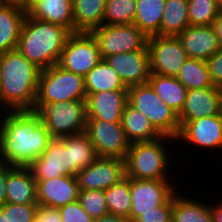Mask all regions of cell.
Segmentation results:
<instances>
[{"label": "cell", "mask_w": 222, "mask_h": 222, "mask_svg": "<svg viewBox=\"0 0 222 222\" xmlns=\"http://www.w3.org/2000/svg\"><path fill=\"white\" fill-rule=\"evenodd\" d=\"M52 139L34 111L0 112V159L12 166L27 167Z\"/></svg>", "instance_id": "1"}, {"label": "cell", "mask_w": 222, "mask_h": 222, "mask_svg": "<svg viewBox=\"0 0 222 222\" xmlns=\"http://www.w3.org/2000/svg\"><path fill=\"white\" fill-rule=\"evenodd\" d=\"M124 162L127 178L189 180L191 177L185 174V170L179 164L176 139L169 136H162L148 142L131 143Z\"/></svg>", "instance_id": "2"}, {"label": "cell", "mask_w": 222, "mask_h": 222, "mask_svg": "<svg viewBox=\"0 0 222 222\" xmlns=\"http://www.w3.org/2000/svg\"><path fill=\"white\" fill-rule=\"evenodd\" d=\"M179 125H180V131H179L178 137L176 138V144H177L176 148H177V153H178L177 156H178L179 164L185 170L186 174H190L189 172H191V177H194L196 175H197L196 177H199L198 176L199 173H197V172H200V176H202V175L205 176V177L202 176L200 178L206 179L207 178L206 176L210 173L212 174V172L210 170H207V171L204 170L205 166L207 167L208 166L207 164L210 161L209 167H211V164H213L212 160L218 161L219 160L218 158L221 156V153H222V114L199 118V119L190 121L188 123H179ZM189 145H191V146H189ZM180 150H181V152H180ZM182 152H183V155H182ZM192 155H193V157H192ZM199 156L201 157L202 160L200 159ZM213 156L215 159H213ZM205 159H207V161ZM209 159H211V160H209ZM191 160L193 162H190ZM203 160H204V162L201 164V162ZM205 161L208 163H206ZM195 163H196V165H195ZM191 164H194V165H191ZM198 164L203 165L204 168H202V171L203 172L206 171L207 172L206 175L203 172H201L200 169H198L201 167ZM187 165H188V167H187ZM188 168L191 171L190 170L188 171ZM195 168L199 171H197V170L195 171ZM194 171L197 174H195ZM192 173H193V175H192Z\"/></svg>", "instance_id": "3"}, {"label": "cell", "mask_w": 222, "mask_h": 222, "mask_svg": "<svg viewBox=\"0 0 222 222\" xmlns=\"http://www.w3.org/2000/svg\"><path fill=\"white\" fill-rule=\"evenodd\" d=\"M0 112L33 111L40 69L17 49L0 54Z\"/></svg>", "instance_id": "4"}, {"label": "cell", "mask_w": 222, "mask_h": 222, "mask_svg": "<svg viewBox=\"0 0 222 222\" xmlns=\"http://www.w3.org/2000/svg\"><path fill=\"white\" fill-rule=\"evenodd\" d=\"M72 33L57 24L26 15L17 50L40 70L58 64L61 52Z\"/></svg>", "instance_id": "5"}, {"label": "cell", "mask_w": 222, "mask_h": 222, "mask_svg": "<svg viewBox=\"0 0 222 222\" xmlns=\"http://www.w3.org/2000/svg\"><path fill=\"white\" fill-rule=\"evenodd\" d=\"M85 77L65 70L58 64L40 71L33 111L45 104L63 101H86Z\"/></svg>", "instance_id": "6"}, {"label": "cell", "mask_w": 222, "mask_h": 222, "mask_svg": "<svg viewBox=\"0 0 222 222\" xmlns=\"http://www.w3.org/2000/svg\"><path fill=\"white\" fill-rule=\"evenodd\" d=\"M128 103L146 116L162 136L178 137V115L160 100L149 83L128 87Z\"/></svg>", "instance_id": "7"}, {"label": "cell", "mask_w": 222, "mask_h": 222, "mask_svg": "<svg viewBox=\"0 0 222 222\" xmlns=\"http://www.w3.org/2000/svg\"><path fill=\"white\" fill-rule=\"evenodd\" d=\"M191 178H193V180ZM195 178L197 179V177H190L187 183L185 182V184H182L181 188L174 194L171 222H213L211 214V198L213 197L214 193L212 191L213 188H215L214 186H216V188L218 186L220 187L221 185L219 184H221V182L214 185L212 184L211 186L210 184H205L204 188L202 184H199V181L201 179L200 176L198 180H196ZM193 181L197 182L195 183ZM190 183L193 184L191 185ZM198 184L201 185L199 187L200 189L196 188L198 187ZM183 185L185 188L183 187ZM190 185L193 188L190 187ZM208 185L212 189L209 188ZM206 186L208 187V189L206 188ZM204 189H206V191L208 190L209 192H206ZM202 191L203 193H201Z\"/></svg>", "instance_id": "8"}, {"label": "cell", "mask_w": 222, "mask_h": 222, "mask_svg": "<svg viewBox=\"0 0 222 222\" xmlns=\"http://www.w3.org/2000/svg\"><path fill=\"white\" fill-rule=\"evenodd\" d=\"M52 138L85 132L86 101H63L45 104L36 112Z\"/></svg>", "instance_id": "9"}, {"label": "cell", "mask_w": 222, "mask_h": 222, "mask_svg": "<svg viewBox=\"0 0 222 222\" xmlns=\"http://www.w3.org/2000/svg\"><path fill=\"white\" fill-rule=\"evenodd\" d=\"M180 181V182H179ZM184 182V183H183ZM187 180H148L130 178L132 207L129 220L133 222L143 212L160 205H173V196Z\"/></svg>", "instance_id": "10"}, {"label": "cell", "mask_w": 222, "mask_h": 222, "mask_svg": "<svg viewBox=\"0 0 222 222\" xmlns=\"http://www.w3.org/2000/svg\"><path fill=\"white\" fill-rule=\"evenodd\" d=\"M90 33L97 42L102 59L135 50H148V37L134 24H102Z\"/></svg>", "instance_id": "11"}, {"label": "cell", "mask_w": 222, "mask_h": 222, "mask_svg": "<svg viewBox=\"0 0 222 222\" xmlns=\"http://www.w3.org/2000/svg\"><path fill=\"white\" fill-rule=\"evenodd\" d=\"M102 60L95 38L91 33H72L63 48L58 65L85 77Z\"/></svg>", "instance_id": "12"}, {"label": "cell", "mask_w": 222, "mask_h": 222, "mask_svg": "<svg viewBox=\"0 0 222 222\" xmlns=\"http://www.w3.org/2000/svg\"><path fill=\"white\" fill-rule=\"evenodd\" d=\"M147 48L151 74L176 77L189 59L177 36L148 37Z\"/></svg>", "instance_id": "13"}, {"label": "cell", "mask_w": 222, "mask_h": 222, "mask_svg": "<svg viewBox=\"0 0 222 222\" xmlns=\"http://www.w3.org/2000/svg\"><path fill=\"white\" fill-rule=\"evenodd\" d=\"M27 167L35 180L74 176V165H71L70 157V136L52 138L44 152Z\"/></svg>", "instance_id": "14"}, {"label": "cell", "mask_w": 222, "mask_h": 222, "mask_svg": "<svg viewBox=\"0 0 222 222\" xmlns=\"http://www.w3.org/2000/svg\"><path fill=\"white\" fill-rule=\"evenodd\" d=\"M85 133L98 157L125 160L130 143L126 139L121 122L86 119Z\"/></svg>", "instance_id": "15"}, {"label": "cell", "mask_w": 222, "mask_h": 222, "mask_svg": "<svg viewBox=\"0 0 222 222\" xmlns=\"http://www.w3.org/2000/svg\"><path fill=\"white\" fill-rule=\"evenodd\" d=\"M80 190H106L125 178V162L119 158L98 157L75 176Z\"/></svg>", "instance_id": "16"}, {"label": "cell", "mask_w": 222, "mask_h": 222, "mask_svg": "<svg viewBox=\"0 0 222 222\" xmlns=\"http://www.w3.org/2000/svg\"><path fill=\"white\" fill-rule=\"evenodd\" d=\"M126 87L148 83L150 63L148 50H135L108 56L104 59Z\"/></svg>", "instance_id": "17"}, {"label": "cell", "mask_w": 222, "mask_h": 222, "mask_svg": "<svg viewBox=\"0 0 222 222\" xmlns=\"http://www.w3.org/2000/svg\"><path fill=\"white\" fill-rule=\"evenodd\" d=\"M37 204L61 208L79 198L75 176L36 180Z\"/></svg>", "instance_id": "18"}, {"label": "cell", "mask_w": 222, "mask_h": 222, "mask_svg": "<svg viewBox=\"0 0 222 222\" xmlns=\"http://www.w3.org/2000/svg\"><path fill=\"white\" fill-rule=\"evenodd\" d=\"M222 114L220 87L189 89L185 105L178 115L179 123Z\"/></svg>", "instance_id": "19"}, {"label": "cell", "mask_w": 222, "mask_h": 222, "mask_svg": "<svg viewBox=\"0 0 222 222\" xmlns=\"http://www.w3.org/2000/svg\"><path fill=\"white\" fill-rule=\"evenodd\" d=\"M128 102V91H102L87 94L86 119L122 122V112Z\"/></svg>", "instance_id": "20"}, {"label": "cell", "mask_w": 222, "mask_h": 222, "mask_svg": "<svg viewBox=\"0 0 222 222\" xmlns=\"http://www.w3.org/2000/svg\"><path fill=\"white\" fill-rule=\"evenodd\" d=\"M177 37L190 59L207 61L221 47L211 25L188 26Z\"/></svg>", "instance_id": "21"}, {"label": "cell", "mask_w": 222, "mask_h": 222, "mask_svg": "<svg viewBox=\"0 0 222 222\" xmlns=\"http://www.w3.org/2000/svg\"><path fill=\"white\" fill-rule=\"evenodd\" d=\"M6 203L37 204L36 180L28 167L14 166L8 172Z\"/></svg>", "instance_id": "22"}, {"label": "cell", "mask_w": 222, "mask_h": 222, "mask_svg": "<svg viewBox=\"0 0 222 222\" xmlns=\"http://www.w3.org/2000/svg\"><path fill=\"white\" fill-rule=\"evenodd\" d=\"M26 15L18 4L0 2V54L17 49Z\"/></svg>", "instance_id": "23"}, {"label": "cell", "mask_w": 222, "mask_h": 222, "mask_svg": "<svg viewBox=\"0 0 222 222\" xmlns=\"http://www.w3.org/2000/svg\"><path fill=\"white\" fill-rule=\"evenodd\" d=\"M27 14L31 18L60 25L74 33L72 0H39Z\"/></svg>", "instance_id": "24"}, {"label": "cell", "mask_w": 222, "mask_h": 222, "mask_svg": "<svg viewBox=\"0 0 222 222\" xmlns=\"http://www.w3.org/2000/svg\"><path fill=\"white\" fill-rule=\"evenodd\" d=\"M121 123L130 144L153 141L162 137L148 118L128 102L124 106Z\"/></svg>", "instance_id": "25"}, {"label": "cell", "mask_w": 222, "mask_h": 222, "mask_svg": "<svg viewBox=\"0 0 222 222\" xmlns=\"http://www.w3.org/2000/svg\"><path fill=\"white\" fill-rule=\"evenodd\" d=\"M148 83L156 95L179 115L185 105L187 89L177 80L176 77L150 74Z\"/></svg>", "instance_id": "26"}, {"label": "cell", "mask_w": 222, "mask_h": 222, "mask_svg": "<svg viewBox=\"0 0 222 222\" xmlns=\"http://www.w3.org/2000/svg\"><path fill=\"white\" fill-rule=\"evenodd\" d=\"M106 0H72L74 33L87 32L103 24Z\"/></svg>", "instance_id": "27"}, {"label": "cell", "mask_w": 222, "mask_h": 222, "mask_svg": "<svg viewBox=\"0 0 222 222\" xmlns=\"http://www.w3.org/2000/svg\"><path fill=\"white\" fill-rule=\"evenodd\" d=\"M87 94L102 91H128L117 72L102 59L85 76Z\"/></svg>", "instance_id": "28"}, {"label": "cell", "mask_w": 222, "mask_h": 222, "mask_svg": "<svg viewBox=\"0 0 222 222\" xmlns=\"http://www.w3.org/2000/svg\"><path fill=\"white\" fill-rule=\"evenodd\" d=\"M166 0H136L133 24L147 37L159 35Z\"/></svg>", "instance_id": "29"}, {"label": "cell", "mask_w": 222, "mask_h": 222, "mask_svg": "<svg viewBox=\"0 0 222 222\" xmlns=\"http://www.w3.org/2000/svg\"><path fill=\"white\" fill-rule=\"evenodd\" d=\"M188 26V0H166L159 35L177 36Z\"/></svg>", "instance_id": "30"}, {"label": "cell", "mask_w": 222, "mask_h": 222, "mask_svg": "<svg viewBox=\"0 0 222 222\" xmlns=\"http://www.w3.org/2000/svg\"><path fill=\"white\" fill-rule=\"evenodd\" d=\"M177 80L187 89H201L215 87L207 61L188 59L180 68Z\"/></svg>", "instance_id": "31"}, {"label": "cell", "mask_w": 222, "mask_h": 222, "mask_svg": "<svg viewBox=\"0 0 222 222\" xmlns=\"http://www.w3.org/2000/svg\"><path fill=\"white\" fill-rule=\"evenodd\" d=\"M108 214L123 216L129 219L132 207L130 178L125 177L119 183L104 190Z\"/></svg>", "instance_id": "32"}, {"label": "cell", "mask_w": 222, "mask_h": 222, "mask_svg": "<svg viewBox=\"0 0 222 222\" xmlns=\"http://www.w3.org/2000/svg\"><path fill=\"white\" fill-rule=\"evenodd\" d=\"M70 157L71 165H74V176L98 158L85 132L70 136Z\"/></svg>", "instance_id": "33"}, {"label": "cell", "mask_w": 222, "mask_h": 222, "mask_svg": "<svg viewBox=\"0 0 222 222\" xmlns=\"http://www.w3.org/2000/svg\"><path fill=\"white\" fill-rule=\"evenodd\" d=\"M136 14V0H106L103 24H133Z\"/></svg>", "instance_id": "34"}, {"label": "cell", "mask_w": 222, "mask_h": 222, "mask_svg": "<svg viewBox=\"0 0 222 222\" xmlns=\"http://www.w3.org/2000/svg\"><path fill=\"white\" fill-rule=\"evenodd\" d=\"M220 13L218 0H188L189 26L211 25Z\"/></svg>", "instance_id": "35"}, {"label": "cell", "mask_w": 222, "mask_h": 222, "mask_svg": "<svg viewBox=\"0 0 222 222\" xmlns=\"http://www.w3.org/2000/svg\"><path fill=\"white\" fill-rule=\"evenodd\" d=\"M79 202L82 208L93 218L108 214L106 198L103 190H80Z\"/></svg>", "instance_id": "36"}, {"label": "cell", "mask_w": 222, "mask_h": 222, "mask_svg": "<svg viewBox=\"0 0 222 222\" xmlns=\"http://www.w3.org/2000/svg\"><path fill=\"white\" fill-rule=\"evenodd\" d=\"M0 208L7 222H34L38 204L4 203Z\"/></svg>", "instance_id": "37"}, {"label": "cell", "mask_w": 222, "mask_h": 222, "mask_svg": "<svg viewBox=\"0 0 222 222\" xmlns=\"http://www.w3.org/2000/svg\"><path fill=\"white\" fill-rule=\"evenodd\" d=\"M62 222H93V218L82 208L79 200L59 208Z\"/></svg>", "instance_id": "38"}, {"label": "cell", "mask_w": 222, "mask_h": 222, "mask_svg": "<svg viewBox=\"0 0 222 222\" xmlns=\"http://www.w3.org/2000/svg\"><path fill=\"white\" fill-rule=\"evenodd\" d=\"M172 205H160L143 212L133 222H171Z\"/></svg>", "instance_id": "39"}, {"label": "cell", "mask_w": 222, "mask_h": 222, "mask_svg": "<svg viewBox=\"0 0 222 222\" xmlns=\"http://www.w3.org/2000/svg\"><path fill=\"white\" fill-rule=\"evenodd\" d=\"M211 79L215 86H222V47L207 60Z\"/></svg>", "instance_id": "40"}, {"label": "cell", "mask_w": 222, "mask_h": 222, "mask_svg": "<svg viewBox=\"0 0 222 222\" xmlns=\"http://www.w3.org/2000/svg\"><path fill=\"white\" fill-rule=\"evenodd\" d=\"M34 222H62L59 208L38 205Z\"/></svg>", "instance_id": "41"}, {"label": "cell", "mask_w": 222, "mask_h": 222, "mask_svg": "<svg viewBox=\"0 0 222 222\" xmlns=\"http://www.w3.org/2000/svg\"><path fill=\"white\" fill-rule=\"evenodd\" d=\"M14 166L0 159V206L6 203V177Z\"/></svg>", "instance_id": "42"}, {"label": "cell", "mask_w": 222, "mask_h": 222, "mask_svg": "<svg viewBox=\"0 0 222 222\" xmlns=\"http://www.w3.org/2000/svg\"><path fill=\"white\" fill-rule=\"evenodd\" d=\"M216 188L213 189L215 199L211 201V214L213 222H222V195L216 192ZM217 193V194H216ZM218 197V198H217ZM217 198V199H216ZM219 200V201H218ZM215 201V202H214ZM218 201V202H217ZM214 203V204H213Z\"/></svg>", "instance_id": "43"}, {"label": "cell", "mask_w": 222, "mask_h": 222, "mask_svg": "<svg viewBox=\"0 0 222 222\" xmlns=\"http://www.w3.org/2000/svg\"><path fill=\"white\" fill-rule=\"evenodd\" d=\"M211 27L218 38L219 44L222 47V13L212 22Z\"/></svg>", "instance_id": "44"}, {"label": "cell", "mask_w": 222, "mask_h": 222, "mask_svg": "<svg viewBox=\"0 0 222 222\" xmlns=\"http://www.w3.org/2000/svg\"><path fill=\"white\" fill-rule=\"evenodd\" d=\"M93 222H131V221L123 216L107 214L105 216H101L100 218L94 219Z\"/></svg>", "instance_id": "45"}, {"label": "cell", "mask_w": 222, "mask_h": 222, "mask_svg": "<svg viewBox=\"0 0 222 222\" xmlns=\"http://www.w3.org/2000/svg\"><path fill=\"white\" fill-rule=\"evenodd\" d=\"M39 0H24L19 6L24 10L28 11L35 3Z\"/></svg>", "instance_id": "46"}, {"label": "cell", "mask_w": 222, "mask_h": 222, "mask_svg": "<svg viewBox=\"0 0 222 222\" xmlns=\"http://www.w3.org/2000/svg\"><path fill=\"white\" fill-rule=\"evenodd\" d=\"M219 158H220L221 161L219 160L217 163H216V162H213L214 164H213L212 167H211V171L214 172V173H213V176H214V174L216 173L215 170L217 171V169H218V171H217L218 174H217V175H219L220 172H221L220 174H222V169L220 170L219 168H217L218 166H220V164H219L220 162H221V165H222V153H221V156H220ZM215 164H216V165H215ZM218 164H219V165H218ZM214 165H215V166H214ZM213 166H214L215 168H213ZM220 168H222V166H220ZM214 169H215V170H214ZM219 171H220V172H219ZM221 177H222V175L218 178V179H219L218 182H222V181L220 180Z\"/></svg>", "instance_id": "47"}, {"label": "cell", "mask_w": 222, "mask_h": 222, "mask_svg": "<svg viewBox=\"0 0 222 222\" xmlns=\"http://www.w3.org/2000/svg\"><path fill=\"white\" fill-rule=\"evenodd\" d=\"M24 0H0L2 3H11L20 5Z\"/></svg>", "instance_id": "48"}, {"label": "cell", "mask_w": 222, "mask_h": 222, "mask_svg": "<svg viewBox=\"0 0 222 222\" xmlns=\"http://www.w3.org/2000/svg\"><path fill=\"white\" fill-rule=\"evenodd\" d=\"M0 222H7L3 210L0 208Z\"/></svg>", "instance_id": "49"}, {"label": "cell", "mask_w": 222, "mask_h": 222, "mask_svg": "<svg viewBox=\"0 0 222 222\" xmlns=\"http://www.w3.org/2000/svg\"><path fill=\"white\" fill-rule=\"evenodd\" d=\"M220 95H221V112H222V86L220 87Z\"/></svg>", "instance_id": "50"}, {"label": "cell", "mask_w": 222, "mask_h": 222, "mask_svg": "<svg viewBox=\"0 0 222 222\" xmlns=\"http://www.w3.org/2000/svg\"><path fill=\"white\" fill-rule=\"evenodd\" d=\"M1 81H2V80H1V70H0V87H1Z\"/></svg>", "instance_id": "51"}, {"label": "cell", "mask_w": 222, "mask_h": 222, "mask_svg": "<svg viewBox=\"0 0 222 222\" xmlns=\"http://www.w3.org/2000/svg\"><path fill=\"white\" fill-rule=\"evenodd\" d=\"M219 4L222 6V0H218Z\"/></svg>", "instance_id": "52"}]
</instances>
